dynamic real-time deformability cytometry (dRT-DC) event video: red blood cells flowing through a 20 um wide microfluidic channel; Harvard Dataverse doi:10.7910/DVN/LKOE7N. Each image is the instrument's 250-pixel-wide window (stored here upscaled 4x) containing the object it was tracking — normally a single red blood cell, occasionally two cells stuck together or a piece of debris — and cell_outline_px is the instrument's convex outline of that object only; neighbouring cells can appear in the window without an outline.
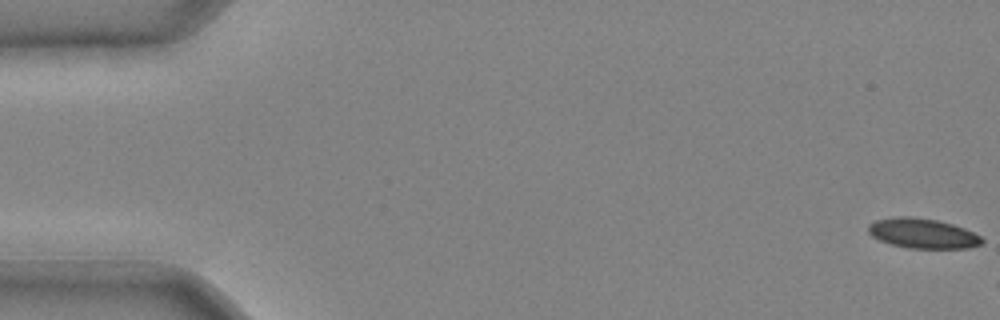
{"species": "common noctule bat (a hibernating species)", "species_latin": "Nyctalus noctula", "temperature_condition": "cold", "stored_images_in_passage": 7, "camera_frame_rate_fps": 3000, "um_per_image_px": 0.085, "animal": {"sex": "male", "body_mass_g": 20.4}, "frame": {"image": 1, "passage_image": 1, "time_ms": 0.0, "image_size_px": [1000, 320], "cell_outline_px": [[984, 240], [980, 244], [968, 248], [908, 248], [892, 244], [880, 240], [872, 236], [868, 232], [868, 224], [876, 220], [900, 216], [908, 216], [936, 220], [952, 224], [964, 228], [980, 236]], "centroid_in_image_um": [78.41, 19.84], "position_along_channel_um": 6.6, "area_um2": 19.59}}